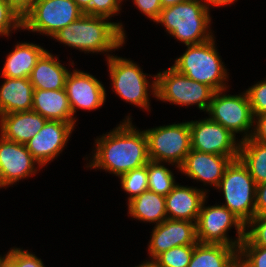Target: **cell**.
<instances>
[{"instance_id": "6da1fadb", "label": "cell", "mask_w": 266, "mask_h": 267, "mask_svg": "<svg viewBox=\"0 0 266 267\" xmlns=\"http://www.w3.org/2000/svg\"><path fill=\"white\" fill-rule=\"evenodd\" d=\"M129 116L113 130L95 139V149L87 168L103 169L119 177L150 161L146 133L137 130Z\"/></svg>"}, {"instance_id": "7a4b0ae2", "label": "cell", "mask_w": 266, "mask_h": 267, "mask_svg": "<svg viewBox=\"0 0 266 267\" xmlns=\"http://www.w3.org/2000/svg\"><path fill=\"white\" fill-rule=\"evenodd\" d=\"M126 37L122 23L111 22L103 16L83 14L52 38L85 54L105 52L108 59L114 55L110 54L111 51L123 47Z\"/></svg>"}, {"instance_id": "3957f363", "label": "cell", "mask_w": 266, "mask_h": 267, "mask_svg": "<svg viewBox=\"0 0 266 267\" xmlns=\"http://www.w3.org/2000/svg\"><path fill=\"white\" fill-rule=\"evenodd\" d=\"M210 8L204 0H187L163 8L156 23L185 45L200 44L214 37L210 29Z\"/></svg>"}, {"instance_id": "277c9868", "label": "cell", "mask_w": 266, "mask_h": 267, "mask_svg": "<svg viewBox=\"0 0 266 267\" xmlns=\"http://www.w3.org/2000/svg\"><path fill=\"white\" fill-rule=\"evenodd\" d=\"M215 37L200 44L185 45L172 67L188 78L206 84L215 92L229 89V74L215 45Z\"/></svg>"}, {"instance_id": "5b68a950", "label": "cell", "mask_w": 266, "mask_h": 267, "mask_svg": "<svg viewBox=\"0 0 266 267\" xmlns=\"http://www.w3.org/2000/svg\"><path fill=\"white\" fill-rule=\"evenodd\" d=\"M106 61L113 92L126 103L150 111L149 92L156 97V75L148 81V77L152 76L143 73L137 63L116 55H111Z\"/></svg>"}, {"instance_id": "8992f818", "label": "cell", "mask_w": 266, "mask_h": 267, "mask_svg": "<svg viewBox=\"0 0 266 267\" xmlns=\"http://www.w3.org/2000/svg\"><path fill=\"white\" fill-rule=\"evenodd\" d=\"M256 186L247 167L238 158L227 166L216 188L223 192L225 204L222 205L245 225L255 216Z\"/></svg>"}, {"instance_id": "52a82bcc", "label": "cell", "mask_w": 266, "mask_h": 267, "mask_svg": "<svg viewBox=\"0 0 266 267\" xmlns=\"http://www.w3.org/2000/svg\"><path fill=\"white\" fill-rule=\"evenodd\" d=\"M214 90L179 73L172 66L156 74V99L179 106L197 105L206 112Z\"/></svg>"}, {"instance_id": "ba28073f", "label": "cell", "mask_w": 266, "mask_h": 267, "mask_svg": "<svg viewBox=\"0 0 266 267\" xmlns=\"http://www.w3.org/2000/svg\"><path fill=\"white\" fill-rule=\"evenodd\" d=\"M148 140V156L151 161L175 165L180 170L191 150L189 121L158 126L144 130Z\"/></svg>"}, {"instance_id": "9c48e42d", "label": "cell", "mask_w": 266, "mask_h": 267, "mask_svg": "<svg viewBox=\"0 0 266 267\" xmlns=\"http://www.w3.org/2000/svg\"><path fill=\"white\" fill-rule=\"evenodd\" d=\"M227 89L214 92L206 113L209 119L221 124L236 136L242 133L240 141L251 137L254 116L246 91L238 95H227ZM224 93V94H223Z\"/></svg>"}, {"instance_id": "30bf717a", "label": "cell", "mask_w": 266, "mask_h": 267, "mask_svg": "<svg viewBox=\"0 0 266 267\" xmlns=\"http://www.w3.org/2000/svg\"><path fill=\"white\" fill-rule=\"evenodd\" d=\"M83 14L73 0H36L22 19V30L43 33L52 38Z\"/></svg>"}, {"instance_id": "8fae6325", "label": "cell", "mask_w": 266, "mask_h": 267, "mask_svg": "<svg viewBox=\"0 0 266 267\" xmlns=\"http://www.w3.org/2000/svg\"><path fill=\"white\" fill-rule=\"evenodd\" d=\"M205 203L206 199L196 223L198 242L239 247L245 238L246 225L225 206L219 204L205 206ZM232 226L237 233L234 240L228 235Z\"/></svg>"}, {"instance_id": "7c38bea8", "label": "cell", "mask_w": 266, "mask_h": 267, "mask_svg": "<svg viewBox=\"0 0 266 267\" xmlns=\"http://www.w3.org/2000/svg\"><path fill=\"white\" fill-rule=\"evenodd\" d=\"M191 130V149L238 159L240 141L221 124L208 117L189 121ZM238 139V140H236Z\"/></svg>"}, {"instance_id": "4fadbf2b", "label": "cell", "mask_w": 266, "mask_h": 267, "mask_svg": "<svg viewBox=\"0 0 266 267\" xmlns=\"http://www.w3.org/2000/svg\"><path fill=\"white\" fill-rule=\"evenodd\" d=\"M38 167L42 168L26 145L7 140L0 135V188L15 185L19 180L31 177L40 171L37 170Z\"/></svg>"}, {"instance_id": "5bb4252c", "label": "cell", "mask_w": 266, "mask_h": 267, "mask_svg": "<svg viewBox=\"0 0 266 267\" xmlns=\"http://www.w3.org/2000/svg\"><path fill=\"white\" fill-rule=\"evenodd\" d=\"M75 123L47 120L39 132L25 145L41 167L53 161L64 150Z\"/></svg>"}, {"instance_id": "9a60e30c", "label": "cell", "mask_w": 266, "mask_h": 267, "mask_svg": "<svg viewBox=\"0 0 266 267\" xmlns=\"http://www.w3.org/2000/svg\"><path fill=\"white\" fill-rule=\"evenodd\" d=\"M65 91L75 121L78 120L74 116L77 109L97 110L104 105L107 96L101 81L89 73L76 70V68L67 75Z\"/></svg>"}, {"instance_id": "2e32d148", "label": "cell", "mask_w": 266, "mask_h": 267, "mask_svg": "<svg viewBox=\"0 0 266 267\" xmlns=\"http://www.w3.org/2000/svg\"><path fill=\"white\" fill-rule=\"evenodd\" d=\"M151 233L148 244L149 258H151L149 260H155L160 254L173 247L198 243L196 223L187 220L167 218L155 225Z\"/></svg>"}, {"instance_id": "e0dca14e", "label": "cell", "mask_w": 266, "mask_h": 267, "mask_svg": "<svg viewBox=\"0 0 266 267\" xmlns=\"http://www.w3.org/2000/svg\"><path fill=\"white\" fill-rule=\"evenodd\" d=\"M231 161L232 159L229 156L191 149L180 166L179 171L191 178V180L203 182L205 186L213 185L216 189L224 175L225 169Z\"/></svg>"}, {"instance_id": "ac0fdd59", "label": "cell", "mask_w": 266, "mask_h": 267, "mask_svg": "<svg viewBox=\"0 0 266 267\" xmlns=\"http://www.w3.org/2000/svg\"><path fill=\"white\" fill-rule=\"evenodd\" d=\"M208 189L182 186L179 183L165 196V207L168 219L187 220L197 223L202 204Z\"/></svg>"}, {"instance_id": "d6986e66", "label": "cell", "mask_w": 266, "mask_h": 267, "mask_svg": "<svg viewBox=\"0 0 266 267\" xmlns=\"http://www.w3.org/2000/svg\"><path fill=\"white\" fill-rule=\"evenodd\" d=\"M46 121L33 110L4 114L0 116V135L25 145L43 128Z\"/></svg>"}, {"instance_id": "ffe728a7", "label": "cell", "mask_w": 266, "mask_h": 267, "mask_svg": "<svg viewBox=\"0 0 266 267\" xmlns=\"http://www.w3.org/2000/svg\"><path fill=\"white\" fill-rule=\"evenodd\" d=\"M0 116L32 110L34 87L29 78L2 77Z\"/></svg>"}, {"instance_id": "44dd1931", "label": "cell", "mask_w": 266, "mask_h": 267, "mask_svg": "<svg viewBox=\"0 0 266 267\" xmlns=\"http://www.w3.org/2000/svg\"><path fill=\"white\" fill-rule=\"evenodd\" d=\"M58 59L48 50L41 55L29 77L34 89H65L66 78L71 70L64 67Z\"/></svg>"}, {"instance_id": "7402d4cb", "label": "cell", "mask_w": 266, "mask_h": 267, "mask_svg": "<svg viewBox=\"0 0 266 267\" xmlns=\"http://www.w3.org/2000/svg\"><path fill=\"white\" fill-rule=\"evenodd\" d=\"M32 110L47 120L76 123L65 89H34Z\"/></svg>"}, {"instance_id": "603a6c76", "label": "cell", "mask_w": 266, "mask_h": 267, "mask_svg": "<svg viewBox=\"0 0 266 267\" xmlns=\"http://www.w3.org/2000/svg\"><path fill=\"white\" fill-rule=\"evenodd\" d=\"M46 51L42 46L17 42L13 51H11L2 68V77L9 78H29L37 60Z\"/></svg>"}, {"instance_id": "cb8c5ba5", "label": "cell", "mask_w": 266, "mask_h": 267, "mask_svg": "<svg viewBox=\"0 0 266 267\" xmlns=\"http://www.w3.org/2000/svg\"><path fill=\"white\" fill-rule=\"evenodd\" d=\"M238 249L223 244L198 242L194 245L187 267H233L238 262Z\"/></svg>"}, {"instance_id": "d4e9b609", "label": "cell", "mask_w": 266, "mask_h": 267, "mask_svg": "<svg viewBox=\"0 0 266 267\" xmlns=\"http://www.w3.org/2000/svg\"><path fill=\"white\" fill-rule=\"evenodd\" d=\"M127 206L128 214L139 221L158 225L167 219L165 196L150 190L127 202Z\"/></svg>"}, {"instance_id": "484cf974", "label": "cell", "mask_w": 266, "mask_h": 267, "mask_svg": "<svg viewBox=\"0 0 266 267\" xmlns=\"http://www.w3.org/2000/svg\"><path fill=\"white\" fill-rule=\"evenodd\" d=\"M256 184L266 182V144L251 137L240 141L239 157Z\"/></svg>"}, {"instance_id": "4316f807", "label": "cell", "mask_w": 266, "mask_h": 267, "mask_svg": "<svg viewBox=\"0 0 266 267\" xmlns=\"http://www.w3.org/2000/svg\"><path fill=\"white\" fill-rule=\"evenodd\" d=\"M164 164L151 160L147 163L148 190L167 196L177 183L172 171Z\"/></svg>"}, {"instance_id": "83f0119b", "label": "cell", "mask_w": 266, "mask_h": 267, "mask_svg": "<svg viewBox=\"0 0 266 267\" xmlns=\"http://www.w3.org/2000/svg\"><path fill=\"white\" fill-rule=\"evenodd\" d=\"M122 189L129 194L128 202L148 190L147 164L120 175Z\"/></svg>"}, {"instance_id": "f1b7e54d", "label": "cell", "mask_w": 266, "mask_h": 267, "mask_svg": "<svg viewBox=\"0 0 266 267\" xmlns=\"http://www.w3.org/2000/svg\"><path fill=\"white\" fill-rule=\"evenodd\" d=\"M194 250V245L173 247L160 254L155 261L161 267H187Z\"/></svg>"}, {"instance_id": "f546056e", "label": "cell", "mask_w": 266, "mask_h": 267, "mask_svg": "<svg viewBox=\"0 0 266 267\" xmlns=\"http://www.w3.org/2000/svg\"><path fill=\"white\" fill-rule=\"evenodd\" d=\"M245 228V238L240 246L266 247V214L255 215Z\"/></svg>"}, {"instance_id": "4dcf8cb0", "label": "cell", "mask_w": 266, "mask_h": 267, "mask_svg": "<svg viewBox=\"0 0 266 267\" xmlns=\"http://www.w3.org/2000/svg\"><path fill=\"white\" fill-rule=\"evenodd\" d=\"M22 30V19L6 0H0V36L9 37L12 30Z\"/></svg>"}, {"instance_id": "1f68e13d", "label": "cell", "mask_w": 266, "mask_h": 267, "mask_svg": "<svg viewBox=\"0 0 266 267\" xmlns=\"http://www.w3.org/2000/svg\"><path fill=\"white\" fill-rule=\"evenodd\" d=\"M238 261L244 267H266V247L239 246Z\"/></svg>"}, {"instance_id": "d6a6232c", "label": "cell", "mask_w": 266, "mask_h": 267, "mask_svg": "<svg viewBox=\"0 0 266 267\" xmlns=\"http://www.w3.org/2000/svg\"><path fill=\"white\" fill-rule=\"evenodd\" d=\"M253 116L266 113V79L258 81L246 90Z\"/></svg>"}, {"instance_id": "836d02e7", "label": "cell", "mask_w": 266, "mask_h": 267, "mask_svg": "<svg viewBox=\"0 0 266 267\" xmlns=\"http://www.w3.org/2000/svg\"><path fill=\"white\" fill-rule=\"evenodd\" d=\"M7 254L18 264L19 267H45L41 258H38L28 250L11 247Z\"/></svg>"}, {"instance_id": "e575fe53", "label": "cell", "mask_w": 266, "mask_h": 267, "mask_svg": "<svg viewBox=\"0 0 266 267\" xmlns=\"http://www.w3.org/2000/svg\"><path fill=\"white\" fill-rule=\"evenodd\" d=\"M121 5L118 0H91V15L110 19L120 12Z\"/></svg>"}, {"instance_id": "d590c367", "label": "cell", "mask_w": 266, "mask_h": 267, "mask_svg": "<svg viewBox=\"0 0 266 267\" xmlns=\"http://www.w3.org/2000/svg\"><path fill=\"white\" fill-rule=\"evenodd\" d=\"M133 4L153 22L158 19L162 10L160 0H133Z\"/></svg>"}, {"instance_id": "8d00e7d4", "label": "cell", "mask_w": 266, "mask_h": 267, "mask_svg": "<svg viewBox=\"0 0 266 267\" xmlns=\"http://www.w3.org/2000/svg\"><path fill=\"white\" fill-rule=\"evenodd\" d=\"M253 140L266 144V113L254 117Z\"/></svg>"}, {"instance_id": "74e56055", "label": "cell", "mask_w": 266, "mask_h": 267, "mask_svg": "<svg viewBox=\"0 0 266 267\" xmlns=\"http://www.w3.org/2000/svg\"><path fill=\"white\" fill-rule=\"evenodd\" d=\"M266 214V182L256 186L255 215Z\"/></svg>"}, {"instance_id": "f35d334b", "label": "cell", "mask_w": 266, "mask_h": 267, "mask_svg": "<svg viewBox=\"0 0 266 267\" xmlns=\"http://www.w3.org/2000/svg\"><path fill=\"white\" fill-rule=\"evenodd\" d=\"M35 1L36 0H6L21 19L31 10Z\"/></svg>"}, {"instance_id": "ab89813d", "label": "cell", "mask_w": 266, "mask_h": 267, "mask_svg": "<svg viewBox=\"0 0 266 267\" xmlns=\"http://www.w3.org/2000/svg\"><path fill=\"white\" fill-rule=\"evenodd\" d=\"M204 2L206 3L207 7L209 8V6L211 7H224L230 4H234V2H237V0H204Z\"/></svg>"}, {"instance_id": "60d3db41", "label": "cell", "mask_w": 266, "mask_h": 267, "mask_svg": "<svg viewBox=\"0 0 266 267\" xmlns=\"http://www.w3.org/2000/svg\"><path fill=\"white\" fill-rule=\"evenodd\" d=\"M84 14L91 15V0H73Z\"/></svg>"}, {"instance_id": "b9f144b4", "label": "cell", "mask_w": 266, "mask_h": 267, "mask_svg": "<svg viewBox=\"0 0 266 267\" xmlns=\"http://www.w3.org/2000/svg\"><path fill=\"white\" fill-rule=\"evenodd\" d=\"M0 267H19L18 264L6 253L2 256Z\"/></svg>"}, {"instance_id": "7bdbcfd3", "label": "cell", "mask_w": 266, "mask_h": 267, "mask_svg": "<svg viewBox=\"0 0 266 267\" xmlns=\"http://www.w3.org/2000/svg\"><path fill=\"white\" fill-rule=\"evenodd\" d=\"M161 1V6H162V9L163 8H166V7H169V6H173V5H176V4H179V3H183L187 0H160Z\"/></svg>"}, {"instance_id": "ee69618b", "label": "cell", "mask_w": 266, "mask_h": 267, "mask_svg": "<svg viewBox=\"0 0 266 267\" xmlns=\"http://www.w3.org/2000/svg\"><path fill=\"white\" fill-rule=\"evenodd\" d=\"M135 267H161L155 260H146Z\"/></svg>"}, {"instance_id": "f6af8a7d", "label": "cell", "mask_w": 266, "mask_h": 267, "mask_svg": "<svg viewBox=\"0 0 266 267\" xmlns=\"http://www.w3.org/2000/svg\"><path fill=\"white\" fill-rule=\"evenodd\" d=\"M233 267H244L239 261Z\"/></svg>"}]
</instances>
